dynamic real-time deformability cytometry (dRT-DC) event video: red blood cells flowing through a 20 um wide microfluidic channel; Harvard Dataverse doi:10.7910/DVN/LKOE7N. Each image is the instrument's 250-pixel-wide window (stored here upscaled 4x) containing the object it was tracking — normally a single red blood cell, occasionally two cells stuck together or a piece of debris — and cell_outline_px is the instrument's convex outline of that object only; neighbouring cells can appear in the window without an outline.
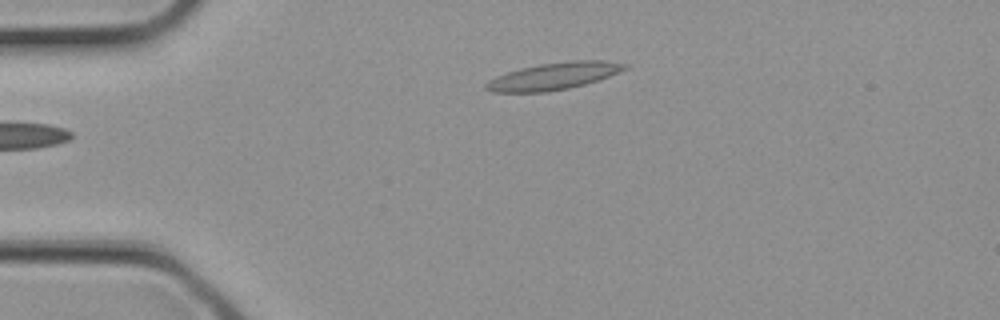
{"species": "common noctule bat (a hibernating species)", "species_latin": "Nyctalus noctula", "temperature_condition": "cold", "stored_images_in_passage": 3, "camera_frame_rate_fps": 3000, "um_per_image_px": 0.085, "animal": {"sex": "female", "body_mass_g": 21.9}, "frame": {"image": 1, "passage_image": 3, "time_ms": 0.667, "image_size_px": [1000, 320], "cell_outline_px": [[632, 64], [628, 68], [608, 76], [584, 84], [568, 88], [548, 92], [492, 92], [484, 88], [484, 84], [488, 80], [496, 76], [520, 68], [540, 64], [572, 60], [604, 60]], "centroid_in_image_um": [47.07, 6.46], "position_along_channel_um": 37.9, "area_um2": 21.91}}